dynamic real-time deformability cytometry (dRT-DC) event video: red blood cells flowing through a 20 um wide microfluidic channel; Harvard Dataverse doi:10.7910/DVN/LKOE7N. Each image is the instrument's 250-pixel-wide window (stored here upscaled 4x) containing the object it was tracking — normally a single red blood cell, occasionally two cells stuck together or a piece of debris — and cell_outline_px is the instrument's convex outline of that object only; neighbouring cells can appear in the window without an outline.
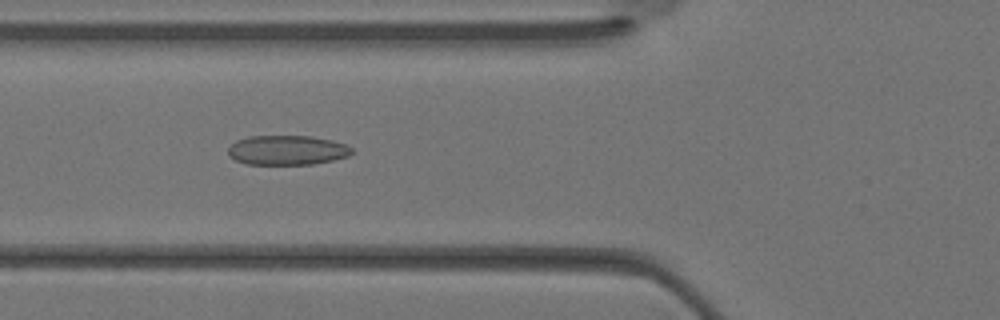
{"species": "Egyptian fruit bat (a non-hibernating species)", "species_latin": "Rousettus aegyptiacus", "temperature_condition": "warm", "stored_images_in_passage": 28, "camera_frame_rate_fps": 3000, "um_per_image_px": 0.085, "animal": {"sex": "female"}, "frame": {"image": 1, "passage_image": 8, "time_ms": 2.333, "image_size_px": [1000, 320], "cell_outline_px": [[352, 152], [348, 156], [332, 160], [312, 164], [244, 164], [228, 156], [228, 148], [236, 140], [248, 136], [312, 136], [332, 140], [344, 144], [352, 148]], "centroid_in_image_um": [24.37, 12.76], "position_along_channel_um": 101.4, "area_um2": 21.33}}
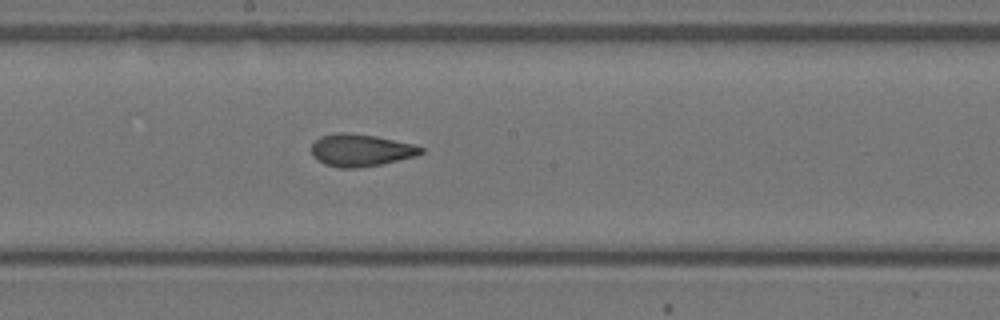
{"frame": {"image": 2, "passage_image": 14, "time_ms": 4.333, "image_size_px": [1000, 320], "cell_outline_px": [[424, 152], [416, 156], [380, 164], [356, 168], [340, 168], [324, 164], [316, 160], [312, 156], [312, 144], [320, 136], [336, 132], [344, 132], [376, 136], [412, 144], [424, 148]], "centroid_in_image_um": [30.63, 12.77], "position_along_channel_um": 217.6, "area_um2": 20.58}}
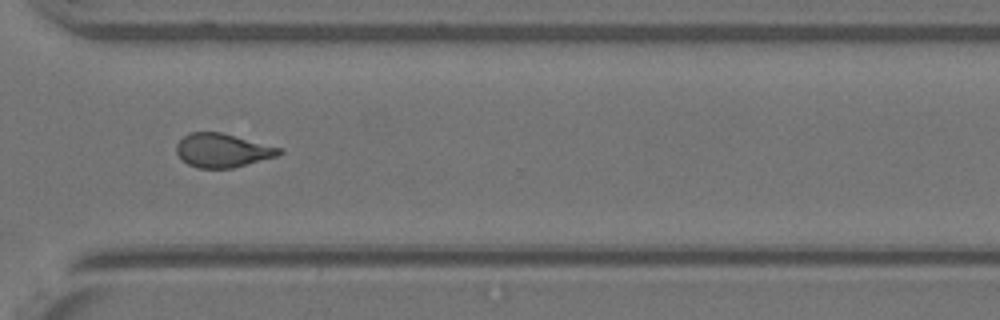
{"frame": {"image": 3, "passage_image": 21, "time_ms": 6.667, "image_size_px": [1000, 320], "cell_outline_px": [[284, 152], [276, 156], [232, 168], [200, 168], [188, 164], [176, 152], [176, 144], [184, 136], [192, 132], [220, 132], [284, 148]], "centroid_in_image_um": [18.94, 12.77], "position_along_channel_um": 351.7, "area_um2": 20.06}}